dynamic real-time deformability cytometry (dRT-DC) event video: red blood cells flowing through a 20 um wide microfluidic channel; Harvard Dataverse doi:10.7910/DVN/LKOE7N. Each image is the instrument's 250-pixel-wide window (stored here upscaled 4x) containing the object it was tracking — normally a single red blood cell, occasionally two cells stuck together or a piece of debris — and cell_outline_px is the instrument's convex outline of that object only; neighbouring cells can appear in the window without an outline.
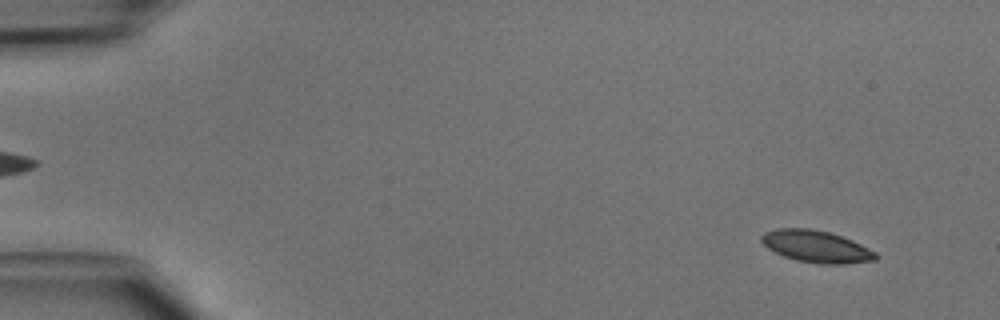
{"species": "common noctule bat (a hibernating species)", "species_latin": "Nyctalus noctula", "temperature_condition": "cold", "stored_images_in_passage": 46, "camera_frame_rate_fps": 3000, "um_per_image_px": 0.085, "animal": {"sex": "male", "body_mass_g": 15.6}, "frame": {"image": 1, "passage_image": 3, "time_ms": 0.667, "image_size_px": [1000, 320], "cell_outline_px": [[880, 256], [876, 260], [844, 264], [820, 264], [796, 260], [784, 256], [768, 248], [760, 240], [760, 236], [764, 232], [776, 228], [808, 228], [828, 232], [852, 240], [876, 252]], "centroid_in_image_um": [69.38, 20.95], "position_along_channel_um": 15.6, "area_um2": 21.27}}
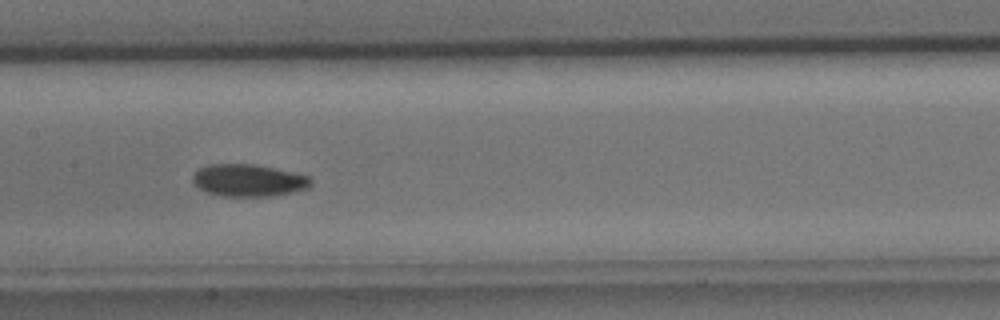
{"frame": {"image": 2, "passage_image": 23, "time_ms": 7.333, "image_size_px": [1000, 320], "cell_outline_px": [[312, 184], [308, 188], [272, 196], [220, 196], [208, 192], [200, 188], [192, 180], [192, 176], [200, 168], [208, 164], [252, 164], [312, 176]], "centroid_in_image_um": [21.14, 15.33], "position_along_channel_um": 186.3, "area_um2": 22.02}}
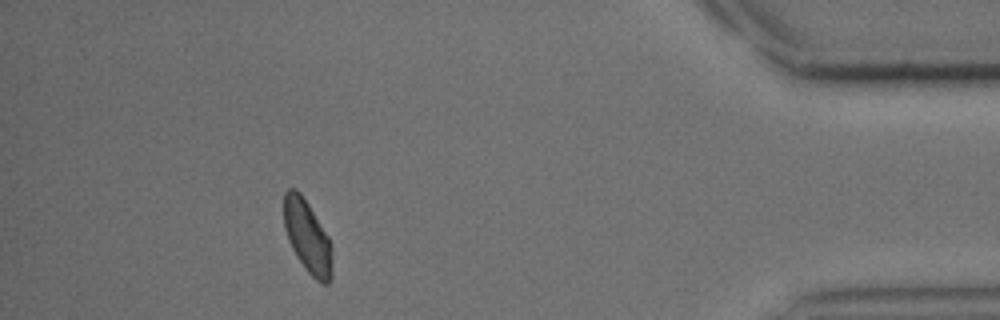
{"frame": {"image": 3, "passage_image": 42, "time_ms": 13.667, "image_size_px": [1000, 320], "cell_outline_px": [[332, 276], [328, 284], [324, 284], [316, 280], [304, 268], [296, 256], [288, 240], [284, 228], [284, 192], [288, 188], [296, 188], [300, 192], [308, 204], [328, 236], [332, 244]], "centroid_in_image_um": [26.13, 20.12], "position_along_channel_um": 409.1, "area_um2": 20.58}}